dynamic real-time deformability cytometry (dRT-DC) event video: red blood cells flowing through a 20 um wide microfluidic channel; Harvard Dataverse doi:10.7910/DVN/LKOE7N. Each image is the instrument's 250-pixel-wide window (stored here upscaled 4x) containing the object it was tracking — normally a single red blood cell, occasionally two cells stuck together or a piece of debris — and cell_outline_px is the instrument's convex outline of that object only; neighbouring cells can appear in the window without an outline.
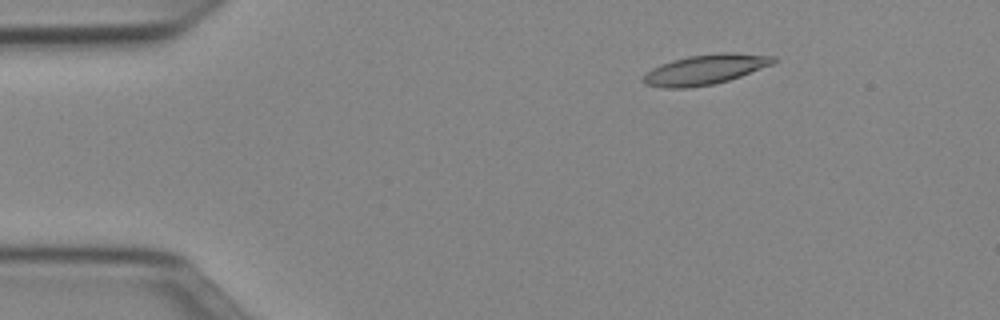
{"species": "Egyptian fruit bat (a non-hibernating species)", "species_latin": "Rousettus aegyptiacus", "temperature_condition": "cold", "stored_images_in_passage": 51, "camera_frame_rate_fps": 3000, "um_per_image_px": 0.085, "animal": {"sex": "female"}, "frame": {"image": 1, "passage_image": 8, "time_ms": 2.333, "image_size_px": [1000, 320], "cell_outline_px": [[776, 60], [772, 64], [740, 76], [728, 80], [712, 84], [688, 88], [664, 88], [644, 84], [640, 80], [652, 68], [660, 64], [672, 60], [688, 56], [716, 52], [736, 52], [776, 56]], "centroid_in_image_um": [59.93, 5.89], "position_along_channel_um": 25.1, "area_um2": 22.83}}
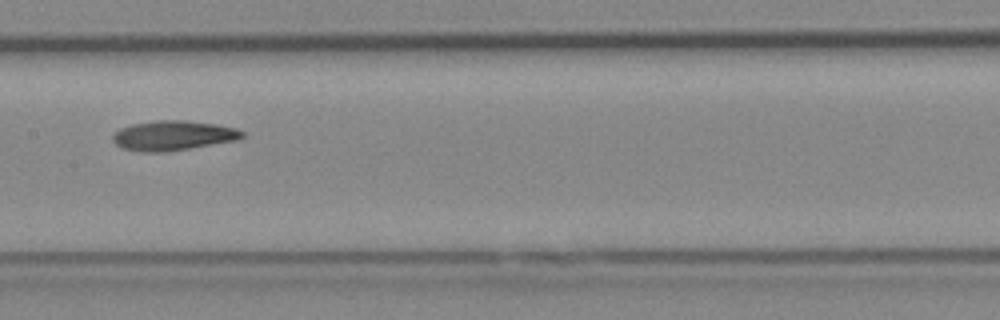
{"frame": {"image": 2, "passage_image": 26, "time_ms": 8.333, "image_size_px": [1000, 320], "cell_outline_px": [[244, 136], [236, 140], [164, 152], [144, 152], [124, 148], [116, 144], [112, 140], [112, 136], [120, 128], [132, 124], [152, 120], [184, 120], [216, 124], [236, 128], [244, 132]], "centroid_in_image_um": [14.7, 11.5], "position_along_channel_um": 192.7, "area_um2": 22.25}}
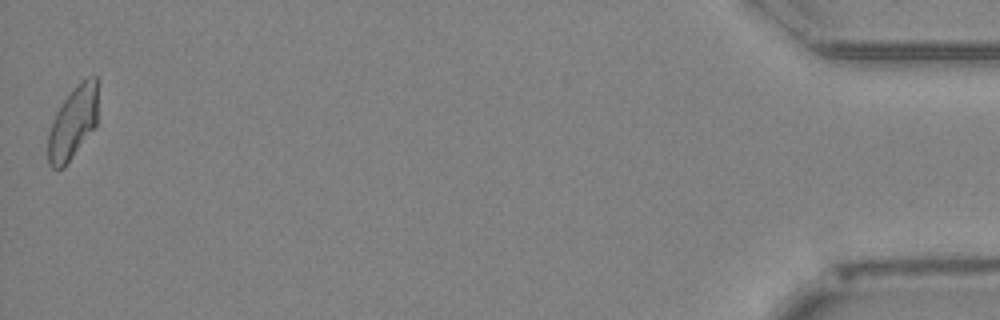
{"frame": {"image": 3, "passage_image": 51, "time_ms": 16.667, "image_size_px": [1000, 320], "cell_outline_px": [[96, 128], [64, 168], [52, 168], [48, 164], [48, 132], [52, 120], [56, 112], [64, 100], [88, 76], [96, 76]], "centroid_in_image_um": [6.18, 10.53], "position_along_channel_um": 429.0, "area_um2": 20.81}, "authors_computed_cell_mechanics": {"area_um2": 21.9062, "velocity_mm_per_s": 3.9617, "shape_relaxation_time_tau1_ms": 7.5301, "shape_relaxation_time_tau2_ms": 6.3655, "deformation_change_tau1": 0.2121, "deformation_change_tau2": 0.1466}}